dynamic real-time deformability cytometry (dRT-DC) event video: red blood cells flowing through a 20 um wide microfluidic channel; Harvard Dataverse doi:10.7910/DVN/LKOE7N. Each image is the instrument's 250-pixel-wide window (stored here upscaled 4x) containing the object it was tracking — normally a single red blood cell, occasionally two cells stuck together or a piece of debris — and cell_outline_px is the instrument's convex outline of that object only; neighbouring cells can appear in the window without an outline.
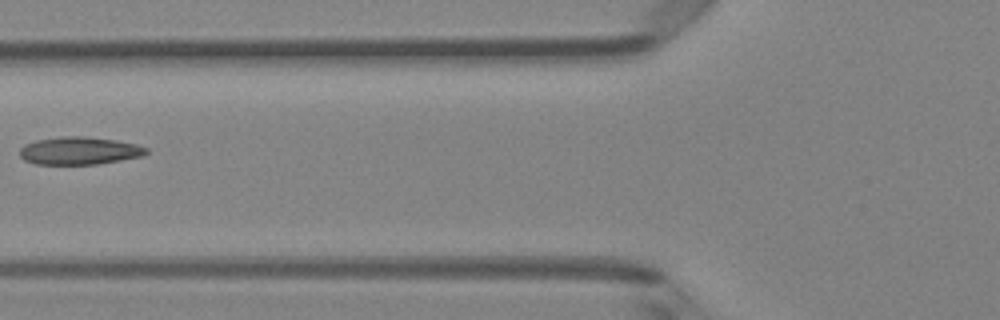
{"species": "Egyptian fruit bat (a non-hibernating species)", "species_latin": "Rousettus aegyptiacus", "temperature_condition": "room temperature", "stored_images_in_passage": 6, "camera_frame_rate_fps": 3000, "um_per_image_px": 0.085, "animal": {"sex": "female"}, "frame": {"image": 1, "passage_image": 5, "time_ms": 4.667, "image_size_px": [1000, 320], "cell_outline_px": [[148, 152], [144, 156], [96, 164], [36, 164], [24, 160], [20, 156], [20, 148], [24, 144], [36, 140], [60, 136], [84, 136], [116, 140], [136, 144], [148, 148]], "centroid_in_image_um": [6.74, 12.81], "position_along_channel_um": 119.1, "area_um2": 20.52}}
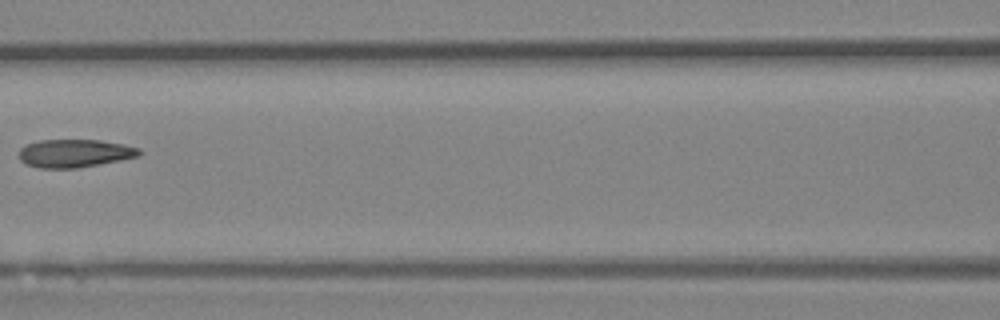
{"frame": {"image": 2, "passage_image": 6, "time_ms": 5.667, "image_size_px": [1000, 320], "cell_outline_px": [[140, 156], [76, 168], [40, 168], [28, 164], [20, 160], [20, 148], [28, 144], [40, 140], [100, 140], [124, 144], [140, 148]], "centroid_in_image_um": [6.36, 13.02], "position_along_channel_um": 160.2, "area_um2": 19.42}}